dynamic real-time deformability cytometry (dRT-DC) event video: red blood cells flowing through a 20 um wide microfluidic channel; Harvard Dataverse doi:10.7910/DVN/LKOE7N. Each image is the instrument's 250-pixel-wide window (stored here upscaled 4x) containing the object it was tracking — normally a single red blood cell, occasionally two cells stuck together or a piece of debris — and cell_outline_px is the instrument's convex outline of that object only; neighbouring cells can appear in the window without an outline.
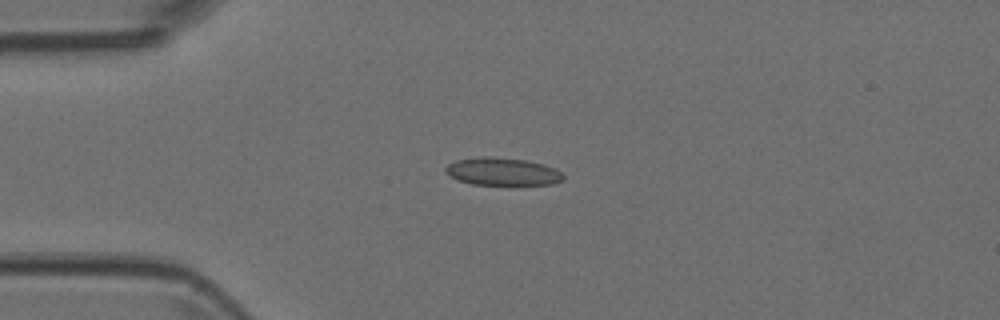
{"species": "Egyptian fruit bat (a non-hibernating species)", "species_latin": "Rousettus aegyptiacus", "temperature_condition": "room temperature", "stored_images_in_passage": 5, "camera_frame_rate_fps": 3000, "um_per_image_px": 0.085, "animal": {"sex": "female"}, "frame": {"image": 1, "passage_image": 3, "time_ms": 0.667, "image_size_px": [1000, 320], "cell_outline_px": [[564, 176], [560, 180], [552, 184], [472, 184], [448, 176], [444, 172], [444, 168], [448, 164], [456, 160], [480, 156], [492, 156], [524, 160], [544, 164], [556, 168]], "centroid_in_image_um": [42.66, 14.56], "position_along_channel_um": 42.3, "area_um2": 18.9}}
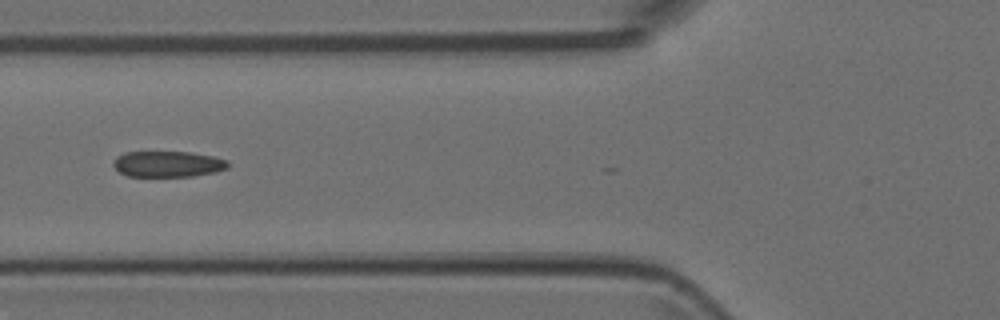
{"frame": {"image": 2, "passage_image": 5, "time_ms": 1.333, "image_size_px": [1000, 320], "cell_outline_px": [[228, 168], [216, 172], [192, 176], [128, 176], [120, 172], [112, 164], [116, 156], [124, 152], [188, 152], [212, 156], [228, 160]], "centroid_in_image_um": [14.26, 13.94], "position_along_channel_um": 111.5, "area_um2": 17.28}}